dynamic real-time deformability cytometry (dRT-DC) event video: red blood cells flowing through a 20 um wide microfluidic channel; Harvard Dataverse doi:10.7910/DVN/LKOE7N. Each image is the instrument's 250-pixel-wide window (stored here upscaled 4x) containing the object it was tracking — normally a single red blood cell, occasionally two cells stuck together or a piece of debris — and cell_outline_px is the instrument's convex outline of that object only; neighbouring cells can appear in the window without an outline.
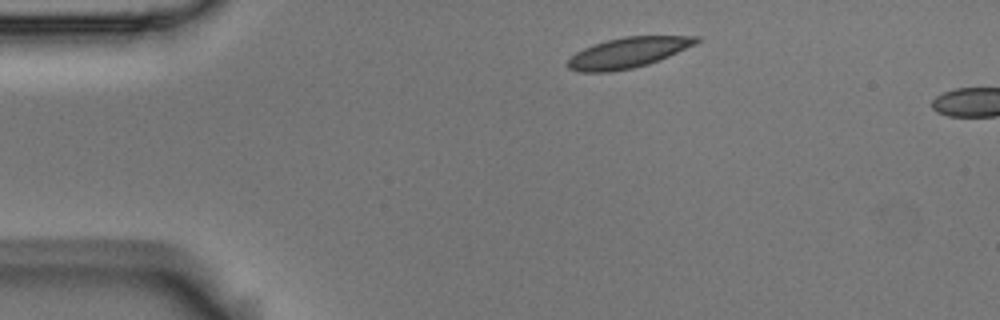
{"species": "Egyptian fruit bat (a non-hibernating species)", "species_latin": "Rousettus aegyptiacus", "temperature_condition": "room temperature", "stored_images_in_passage": 2, "camera_frame_rate_fps": 3000, "um_per_image_px": 0.085, "animal": {"sex": "male"}, "frame": {"image": 1, "passage_image": 1, "time_ms": 0.0, "image_size_px": [1000, 320], "cell_outline_px": [[700, 40], [696, 44], [668, 56], [648, 64], [632, 68], [608, 72], [580, 72], [568, 68], [568, 60], [576, 52], [592, 44], [624, 36], [700, 36]], "centroid_in_image_um": [53.37, 4.47], "position_along_channel_um": 31.6, "area_um2": 22.6}}